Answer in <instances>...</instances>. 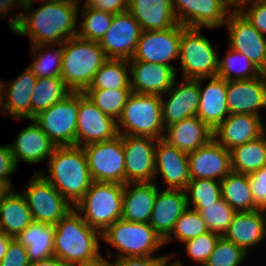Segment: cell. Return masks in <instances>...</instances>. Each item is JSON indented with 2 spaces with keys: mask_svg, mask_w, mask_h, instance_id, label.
I'll return each instance as SVG.
<instances>
[{
  "mask_svg": "<svg viewBox=\"0 0 266 266\" xmlns=\"http://www.w3.org/2000/svg\"><path fill=\"white\" fill-rule=\"evenodd\" d=\"M164 130L161 96L132 92L117 120L118 134L158 140L163 138Z\"/></svg>",
  "mask_w": 266,
  "mask_h": 266,
  "instance_id": "6",
  "label": "cell"
},
{
  "mask_svg": "<svg viewBox=\"0 0 266 266\" xmlns=\"http://www.w3.org/2000/svg\"><path fill=\"white\" fill-rule=\"evenodd\" d=\"M214 44L201 34V28L181 25L179 60L184 79H201L216 76L218 51Z\"/></svg>",
  "mask_w": 266,
  "mask_h": 266,
  "instance_id": "8",
  "label": "cell"
},
{
  "mask_svg": "<svg viewBox=\"0 0 266 266\" xmlns=\"http://www.w3.org/2000/svg\"><path fill=\"white\" fill-rule=\"evenodd\" d=\"M241 13L266 37V0H254Z\"/></svg>",
  "mask_w": 266,
  "mask_h": 266,
  "instance_id": "48",
  "label": "cell"
},
{
  "mask_svg": "<svg viewBox=\"0 0 266 266\" xmlns=\"http://www.w3.org/2000/svg\"><path fill=\"white\" fill-rule=\"evenodd\" d=\"M76 266H110L108 259L106 257H102L97 262L91 264H84V265H76Z\"/></svg>",
  "mask_w": 266,
  "mask_h": 266,
  "instance_id": "59",
  "label": "cell"
},
{
  "mask_svg": "<svg viewBox=\"0 0 266 266\" xmlns=\"http://www.w3.org/2000/svg\"><path fill=\"white\" fill-rule=\"evenodd\" d=\"M128 11L143 31L165 30L178 24L172 0H128Z\"/></svg>",
  "mask_w": 266,
  "mask_h": 266,
  "instance_id": "31",
  "label": "cell"
},
{
  "mask_svg": "<svg viewBox=\"0 0 266 266\" xmlns=\"http://www.w3.org/2000/svg\"><path fill=\"white\" fill-rule=\"evenodd\" d=\"M54 235V225L33 221L15 239L26 247L31 263L54 256Z\"/></svg>",
  "mask_w": 266,
  "mask_h": 266,
  "instance_id": "33",
  "label": "cell"
},
{
  "mask_svg": "<svg viewBox=\"0 0 266 266\" xmlns=\"http://www.w3.org/2000/svg\"><path fill=\"white\" fill-rule=\"evenodd\" d=\"M187 208L185 190L165 188L159 191L158 189L149 225L165 240Z\"/></svg>",
  "mask_w": 266,
  "mask_h": 266,
  "instance_id": "26",
  "label": "cell"
},
{
  "mask_svg": "<svg viewBox=\"0 0 266 266\" xmlns=\"http://www.w3.org/2000/svg\"><path fill=\"white\" fill-rule=\"evenodd\" d=\"M158 174H161L167 189L186 190L191 180L188 153L168 144L163 139H158L155 149V181Z\"/></svg>",
  "mask_w": 266,
  "mask_h": 266,
  "instance_id": "23",
  "label": "cell"
},
{
  "mask_svg": "<svg viewBox=\"0 0 266 266\" xmlns=\"http://www.w3.org/2000/svg\"><path fill=\"white\" fill-rule=\"evenodd\" d=\"M180 39L179 23L165 30L142 31L135 52L128 61H145L172 66L178 74L179 69L170 63L179 59Z\"/></svg>",
  "mask_w": 266,
  "mask_h": 266,
  "instance_id": "12",
  "label": "cell"
},
{
  "mask_svg": "<svg viewBox=\"0 0 266 266\" xmlns=\"http://www.w3.org/2000/svg\"><path fill=\"white\" fill-rule=\"evenodd\" d=\"M33 221L55 225L74 207L37 171L23 187Z\"/></svg>",
  "mask_w": 266,
  "mask_h": 266,
  "instance_id": "9",
  "label": "cell"
},
{
  "mask_svg": "<svg viewBox=\"0 0 266 266\" xmlns=\"http://www.w3.org/2000/svg\"><path fill=\"white\" fill-rule=\"evenodd\" d=\"M54 256L76 265L97 262L102 234L91 228L73 208L55 225Z\"/></svg>",
  "mask_w": 266,
  "mask_h": 266,
  "instance_id": "2",
  "label": "cell"
},
{
  "mask_svg": "<svg viewBox=\"0 0 266 266\" xmlns=\"http://www.w3.org/2000/svg\"><path fill=\"white\" fill-rule=\"evenodd\" d=\"M117 121L104 114L89 98L80 92V107L76 127V146L109 141L118 136Z\"/></svg>",
  "mask_w": 266,
  "mask_h": 266,
  "instance_id": "16",
  "label": "cell"
},
{
  "mask_svg": "<svg viewBox=\"0 0 266 266\" xmlns=\"http://www.w3.org/2000/svg\"><path fill=\"white\" fill-rule=\"evenodd\" d=\"M162 254L157 256L144 257H117L114 261H109L110 266H159L162 260L168 256Z\"/></svg>",
  "mask_w": 266,
  "mask_h": 266,
  "instance_id": "51",
  "label": "cell"
},
{
  "mask_svg": "<svg viewBox=\"0 0 266 266\" xmlns=\"http://www.w3.org/2000/svg\"><path fill=\"white\" fill-rule=\"evenodd\" d=\"M107 60L99 42L75 36L62 44L61 78L71 92H84Z\"/></svg>",
  "mask_w": 266,
  "mask_h": 266,
  "instance_id": "4",
  "label": "cell"
},
{
  "mask_svg": "<svg viewBox=\"0 0 266 266\" xmlns=\"http://www.w3.org/2000/svg\"><path fill=\"white\" fill-rule=\"evenodd\" d=\"M36 80L37 77L28 67L11 83H5V81L2 82L0 80L1 113L18 121L22 119L30 120L31 95L36 85Z\"/></svg>",
  "mask_w": 266,
  "mask_h": 266,
  "instance_id": "21",
  "label": "cell"
},
{
  "mask_svg": "<svg viewBox=\"0 0 266 266\" xmlns=\"http://www.w3.org/2000/svg\"><path fill=\"white\" fill-rule=\"evenodd\" d=\"M176 80L177 78L172 87L161 95L162 119L165 128L185 118L195 116L199 106V79L182 78L178 85H176Z\"/></svg>",
  "mask_w": 266,
  "mask_h": 266,
  "instance_id": "17",
  "label": "cell"
},
{
  "mask_svg": "<svg viewBox=\"0 0 266 266\" xmlns=\"http://www.w3.org/2000/svg\"><path fill=\"white\" fill-rule=\"evenodd\" d=\"M228 46L241 53L262 72L266 70V37L242 13H229L225 25Z\"/></svg>",
  "mask_w": 266,
  "mask_h": 266,
  "instance_id": "13",
  "label": "cell"
},
{
  "mask_svg": "<svg viewBox=\"0 0 266 266\" xmlns=\"http://www.w3.org/2000/svg\"><path fill=\"white\" fill-rule=\"evenodd\" d=\"M142 31L128 10L114 14L111 26L99 42L100 47L108 59L130 60Z\"/></svg>",
  "mask_w": 266,
  "mask_h": 266,
  "instance_id": "15",
  "label": "cell"
},
{
  "mask_svg": "<svg viewBox=\"0 0 266 266\" xmlns=\"http://www.w3.org/2000/svg\"><path fill=\"white\" fill-rule=\"evenodd\" d=\"M7 189L2 185L0 184V197L2 196V194L6 191Z\"/></svg>",
  "mask_w": 266,
  "mask_h": 266,
  "instance_id": "61",
  "label": "cell"
},
{
  "mask_svg": "<svg viewBox=\"0 0 266 266\" xmlns=\"http://www.w3.org/2000/svg\"><path fill=\"white\" fill-rule=\"evenodd\" d=\"M15 6H17L15 0H0V16L5 18V17L11 15V18L8 20V22H9L8 25L10 27L9 29L11 31H13L17 27V25L20 22L21 16H22L21 12L18 13L17 15L13 14L14 10L12 11L11 9L13 7L14 8H19V7H15Z\"/></svg>",
  "mask_w": 266,
  "mask_h": 266,
  "instance_id": "53",
  "label": "cell"
},
{
  "mask_svg": "<svg viewBox=\"0 0 266 266\" xmlns=\"http://www.w3.org/2000/svg\"><path fill=\"white\" fill-rule=\"evenodd\" d=\"M17 7H21L22 11L29 6H32L35 2L38 3L39 0H15ZM34 2V3H33Z\"/></svg>",
  "mask_w": 266,
  "mask_h": 266,
  "instance_id": "58",
  "label": "cell"
},
{
  "mask_svg": "<svg viewBox=\"0 0 266 266\" xmlns=\"http://www.w3.org/2000/svg\"><path fill=\"white\" fill-rule=\"evenodd\" d=\"M130 88L139 94H165L177 78L172 66L145 61H128Z\"/></svg>",
  "mask_w": 266,
  "mask_h": 266,
  "instance_id": "22",
  "label": "cell"
},
{
  "mask_svg": "<svg viewBox=\"0 0 266 266\" xmlns=\"http://www.w3.org/2000/svg\"><path fill=\"white\" fill-rule=\"evenodd\" d=\"M124 185L92 181L74 209L83 220L101 234L122 217Z\"/></svg>",
  "mask_w": 266,
  "mask_h": 266,
  "instance_id": "5",
  "label": "cell"
},
{
  "mask_svg": "<svg viewBox=\"0 0 266 266\" xmlns=\"http://www.w3.org/2000/svg\"><path fill=\"white\" fill-rule=\"evenodd\" d=\"M17 165L8 144L0 146V184L6 189H13L9 177L16 173Z\"/></svg>",
  "mask_w": 266,
  "mask_h": 266,
  "instance_id": "49",
  "label": "cell"
},
{
  "mask_svg": "<svg viewBox=\"0 0 266 266\" xmlns=\"http://www.w3.org/2000/svg\"><path fill=\"white\" fill-rule=\"evenodd\" d=\"M79 107L80 92H71L33 119L55 146H73Z\"/></svg>",
  "mask_w": 266,
  "mask_h": 266,
  "instance_id": "10",
  "label": "cell"
},
{
  "mask_svg": "<svg viewBox=\"0 0 266 266\" xmlns=\"http://www.w3.org/2000/svg\"><path fill=\"white\" fill-rule=\"evenodd\" d=\"M129 62L125 59H108L95 73L86 90L131 89Z\"/></svg>",
  "mask_w": 266,
  "mask_h": 266,
  "instance_id": "36",
  "label": "cell"
},
{
  "mask_svg": "<svg viewBox=\"0 0 266 266\" xmlns=\"http://www.w3.org/2000/svg\"><path fill=\"white\" fill-rule=\"evenodd\" d=\"M213 130L198 116L185 118L164 130L163 140L184 152H192L213 139Z\"/></svg>",
  "mask_w": 266,
  "mask_h": 266,
  "instance_id": "30",
  "label": "cell"
},
{
  "mask_svg": "<svg viewBox=\"0 0 266 266\" xmlns=\"http://www.w3.org/2000/svg\"><path fill=\"white\" fill-rule=\"evenodd\" d=\"M14 238L6 235L4 232L0 231V262L5 256L9 243L13 240Z\"/></svg>",
  "mask_w": 266,
  "mask_h": 266,
  "instance_id": "56",
  "label": "cell"
},
{
  "mask_svg": "<svg viewBox=\"0 0 266 266\" xmlns=\"http://www.w3.org/2000/svg\"><path fill=\"white\" fill-rule=\"evenodd\" d=\"M176 253H171L168 256H166L162 262L160 263L159 266H185L183 265L184 263L180 262V260H175L173 263L172 261L170 262V259H172V257H174ZM170 263V264H169Z\"/></svg>",
  "mask_w": 266,
  "mask_h": 266,
  "instance_id": "57",
  "label": "cell"
},
{
  "mask_svg": "<svg viewBox=\"0 0 266 266\" xmlns=\"http://www.w3.org/2000/svg\"><path fill=\"white\" fill-rule=\"evenodd\" d=\"M101 240L114 246L118 251L116 257L154 256L164 248V240L149 223L116 220L103 233Z\"/></svg>",
  "mask_w": 266,
  "mask_h": 266,
  "instance_id": "7",
  "label": "cell"
},
{
  "mask_svg": "<svg viewBox=\"0 0 266 266\" xmlns=\"http://www.w3.org/2000/svg\"><path fill=\"white\" fill-rule=\"evenodd\" d=\"M70 93L62 78H37L31 95V119L63 100Z\"/></svg>",
  "mask_w": 266,
  "mask_h": 266,
  "instance_id": "37",
  "label": "cell"
},
{
  "mask_svg": "<svg viewBox=\"0 0 266 266\" xmlns=\"http://www.w3.org/2000/svg\"><path fill=\"white\" fill-rule=\"evenodd\" d=\"M39 7H27L17 27L12 31L16 35L29 36L31 46L58 45L77 36L79 5L46 2Z\"/></svg>",
  "mask_w": 266,
  "mask_h": 266,
  "instance_id": "1",
  "label": "cell"
},
{
  "mask_svg": "<svg viewBox=\"0 0 266 266\" xmlns=\"http://www.w3.org/2000/svg\"><path fill=\"white\" fill-rule=\"evenodd\" d=\"M221 198L236 212L255 210L248 175L231 171L220 181Z\"/></svg>",
  "mask_w": 266,
  "mask_h": 266,
  "instance_id": "35",
  "label": "cell"
},
{
  "mask_svg": "<svg viewBox=\"0 0 266 266\" xmlns=\"http://www.w3.org/2000/svg\"><path fill=\"white\" fill-rule=\"evenodd\" d=\"M30 121L31 124L21 130L13 144L9 145L17 167L21 160L31 165L44 162L52 156L56 148L34 119Z\"/></svg>",
  "mask_w": 266,
  "mask_h": 266,
  "instance_id": "25",
  "label": "cell"
},
{
  "mask_svg": "<svg viewBox=\"0 0 266 266\" xmlns=\"http://www.w3.org/2000/svg\"><path fill=\"white\" fill-rule=\"evenodd\" d=\"M48 175L40 173L73 207L90 188L92 178L80 146H56L48 159Z\"/></svg>",
  "mask_w": 266,
  "mask_h": 266,
  "instance_id": "3",
  "label": "cell"
},
{
  "mask_svg": "<svg viewBox=\"0 0 266 266\" xmlns=\"http://www.w3.org/2000/svg\"><path fill=\"white\" fill-rule=\"evenodd\" d=\"M261 116L229 114L213 131V138L225 149L256 140L266 132ZM265 125V126H264Z\"/></svg>",
  "mask_w": 266,
  "mask_h": 266,
  "instance_id": "24",
  "label": "cell"
},
{
  "mask_svg": "<svg viewBox=\"0 0 266 266\" xmlns=\"http://www.w3.org/2000/svg\"><path fill=\"white\" fill-rule=\"evenodd\" d=\"M247 255L242 248L220 236L203 266H240Z\"/></svg>",
  "mask_w": 266,
  "mask_h": 266,
  "instance_id": "45",
  "label": "cell"
},
{
  "mask_svg": "<svg viewBox=\"0 0 266 266\" xmlns=\"http://www.w3.org/2000/svg\"><path fill=\"white\" fill-rule=\"evenodd\" d=\"M81 10L82 21H80L77 36L85 40L100 42L111 26L114 14L98 11L90 7L86 2L83 3Z\"/></svg>",
  "mask_w": 266,
  "mask_h": 266,
  "instance_id": "40",
  "label": "cell"
},
{
  "mask_svg": "<svg viewBox=\"0 0 266 266\" xmlns=\"http://www.w3.org/2000/svg\"><path fill=\"white\" fill-rule=\"evenodd\" d=\"M187 205H210L221 199L220 181L193 179L186 188Z\"/></svg>",
  "mask_w": 266,
  "mask_h": 266,
  "instance_id": "44",
  "label": "cell"
},
{
  "mask_svg": "<svg viewBox=\"0 0 266 266\" xmlns=\"http://www.w3.org/2000/svg\"><path fill=\"white\" fill-rule=\"evenodd\" d=\"M206 232H209V230L200 212L188 207L176 221L171 234L164 240V244L176 240L184 243Z\"/></svg>",
  "mask_w": 266,
  "mask_h": 266,
  "instance_id": "43",
  "label": "cell"
},
{
  "mask_svg": "<svg viewBox=\"0 0 266 266\" xmlns=\"http://www.w3.org/2000/svg\"><path fill=\"white\" fill-rule=\"evenodd\" d=\"M31 47V55L33 54L34 58H32L28 68L32 73L37 78H61L62 44ZM46 47L50 48V51L46 50Z\"/></svg>",
  "mask_w": 266,
  "mask_h": 266,
  "instance_id": "38",
  "label": "cell"
},
{
  "mask_svg": "<svg viewBox=\"0 0 266 266\" xmlns=\"http://www.w3.org/2000/svg\"><path fill=\"white\" fill-rule=\"evenodd\" d=\"M156 184L155 181L124 184L121 219L149 223L159 189Z\"/></svg>",
  "mask_w": 266,
  "mask_h": 266,
  "instance_id": "29",
  "label": "cell"
},
{
  "mask_svg": "<svg viewBox=\"0 0 266 266\" xmlns=\"http://www.w3.org/2000/svg\"><path fill=\"white\" fill-rule=\"evenodd\" d=\"M92 181L125 184V155L122 134L109 141L83 147Z\"/></svg>",
  "mask_w": 266,
  "mask_h": 266,
  "instance_id": "11",
  "label": "cell"
},
{
  "mask_svg": "<svg viewBox=\"0 0 266 266\" xmlns=\"http://www.w3.org/2000/svg\"><path fill=\"white\" fill-rule=\"evenodd\" d=\"M125 155V184L155 181L157 139L122 135Z\"/></svg>",
  "mask_w": 266,
  "mask_h": 266,
  "instance_id": "14",
  "label": "cell"
},
{
  "mask_svg": "<svg viewBox=\"0 0 266 266\" xmlns=\"http://www.w3.org/2000/svg\"><path fill=\"white\" fill-rule=\"evenodd\" d=\"M229 13H241L254 0H220Z\"/></svg>",
  "mask_w": 266,
  "mask_h": 266,
  "instance_id": "54",
  "label": "cell"
},
{
  "mask_svg": "<svg viewBox=\"0 0 266 266\" xmlns=\"http://www.w3.org/2000/svg\"><path fill=\"white\" fill-rule=\"evenodd\" d=\"M229 151L232 171L246 175L256 172L266 166V132L256 140Z\"/></svg>",
  "mask_w": 266,
  "mask_h": 266,
  "instance_id": "34",
  "label": "cell"
},
{
  "mask_svg": "<svg viewBox=\"0 0 266 266\" xmlns=\"http://www.w3.org/2000/svg\"><path fill=\"white\" fill-rule=\"evenodd\" d=\"M255 210L266 211V166L248 175Z\"/></svg>",
  "mask_w": 266,
  "mask_h": 266,
  "instance_id": "47",
  "label": "cell"
},
{
  "mask_svg": "<svg viewBox=\"0 0 266 266\" xmlns=\"http://www.w3.org/2000/svg\"><path fill=\"white\" fill-rule=\"evenodd\" d=\"M189 208L200 212L209 231L223 236L237 213L222 198L215 204L188 205Z\"/></svg>",
  "mask_w": 266,
  "mask_h": 266,
  "instance_id": "41",
  "label": "cell"
},
{
  "mask_svg": "<svg viewBox=\"0 0 266 266\" xmlns=\"http://www.w3.org/2000/svg\"><path fill=\"white\" fill-rule=\"evenodd\" d=\"M95 106L104 114L112 117L117 121L123 111L125 103L132 93L131 89H102V90H85L83 92Z\"/></svg>",
  "mask_w": 266,
  "mask_h": 266,
  "instance_id": "42",
  "label": "cell"
},
{
  "mask_svg": "<svg viewBox=\"0 0 266 266\" xmlns=\"http://www.w3.org/2000/svg\"><path fill=\"white\" fill-rule=\"evenodd\" d=\"M227 109L229 114H253L266 109V75L246 79L227 81Z\"/></svg>",
  "mask_w": 266,
  "mask_h": 266,
  "instance_id": "20",
  "label": "cell"
},
{
  "mask_svg": "<svg viewBox=\"0 0 266 266\" xmlns=\"http://www.w3.org/2000/svg\"><path fill=\"white\" fill-rule=\"evenodd\" d=\"M26 247L15 238L9 243L7 252L0 262V266H29Z\"/></svg>",
  "mask_w": 266,
  "mask_h": 266,
  "instance_id": "50",
  "label": "cell"
},
{
  "mask_svg": "<svg viewBox=\"0 0 266 266\" xmlns=\"http://www.w3.org/2000/svg\"><path fill=\"white\" fill-rule=\"evenodd\" d=\"M172 3L176 19L184 27L220 28L229 14L220 0H172Z\"/></svg>",
  "mask_w": 266,
  "mask_h": 266,
  "instance_id": "18",
  "label": "cell"
},
{
  "mask_svg": "<svg viewBox=\"0 0 266 266\" xmlns=\"http://www.w3.org/2000/svg\"><path fill=\"white\" fill-rule=\"evenodd\" d=\"M29 266H73L59 259L58 257L52 256L42 261L31 262Z\"/></svg>",
  "mask_w": 266,
  "mask_h": 266,
  "instance_id": "55",
  "label": "cell"
},
{
  "mask_svg": "<svg viewBox=\"0 0 266 266\" xmlns=\"http://www.w3.org/2000/svg\"><path fill=\"white\" fill-rule=\"evenodd\" d=\"M219 237V234L209 231L182 244L185 246L184 249L188 258L190 257L193 262L195 261L198 265L203 266L214 250Z\"/></svg>",
  "mask_w": 266,
  "mask_h": 266,
  "instance_id": "46",
  "label": "cell"
},
{
  "mask_svg": "<svg viewBox=\"0 0 266 266\" xmlns=\"http://www.w3.org/2000/svg\"><path fill=\"white\" fill-rule=\"evenodd\" d=\"M227 54L218 59L217 75L226 81L246 80L260 76L263 72L245 54L229 47Z\"/></svg>",
  "mask_w": 266,
  "mask_h": 266,
  "instance_id": "39",
  "label": "cell"
},
{
  "mask_svg": "<svg viewBox=\"0 0 266 266\" xmlns=\"http://www.w3.org/2000/svg\"><path fill=\"white\" fill-rule=\"evenodd\" d=\"M190 179L223 180L231 171L230 151L214 138L188 153Z\"/></svg>",
  "mask_w": 266,
  "mask_h": 266,
  "instance_id": "19",
  "label": "cell"
},
{
  "mask_svg": "<svg viewBox=\"0 0 266 266\" xmlns=\"http://www.w3.org/2000/svg\"><path fill=\"white\" fill-rule=\"evenodd\" d=\"M33 222L22 193L7 189L0 197V231L15 238Z\"/></svg>",
  "mask_w": 266,
  "mask_h": 266,
  "instance_id": "32",
  "label": "cell"
},
{
  "mask_svg": "<svg viewBox=\"0 0 266 266\" xmlns=\"http://www.w3.org/2000/svg\"><path fill=\"white\" fill-rule=\"evenodd\" d=\"M209 82L203 87V80ZM200 99L197 109L198 116L205 124L214 130L228 115L227 109V81L223 78L211 76L199 79Z\"/></svg>",
  "mask_w": 266,
  "mask_h": 266,
  "instance_id": "27",
  "label": "cell"
},
{
  "mask_svg": "<svg viewBox=\"0 0 266 266\" xmlns=\"http://www.w3.org/2000/svg\"><path fill=\"white\" fill-rule=\"evenodd\" d=\"M41 1L65 3L69 5H79V3L82 2L81 0H39V2Z\"/></svg>",
  "mask_w": 266,
  "mask_h": 266,
  "instance_id": "60",
  "label": "cell"
},
{
  "mask_svg": "<svg viewBox=\"0 0 266 266\" xmlns=\"http://www.w3.org/2000/svg\"><path fill=\"white\" fill-rule=\"evenodd\" d=\"M85 2L98 11H105L112 14L128 10V0H85Z\"/></svg>",
  "mask_w": 266,
  "mask_h": 266,
  "instance_id": "52",
  "label": "cell"
},
{
  "mask_svg": "<svg viewBox=\"0 0 266 266\" xmlns=\"http://www.w3.org/2000/svg\"><path fill=\"white\" fill-rule=\"evenodd\" d=\"M223 237L248 253L266 237V211L237 212Z\"/></svg>",
  "mask_w": 266,
  "mask_h": 266,
  "instance_id": "28",
  "label": "cell"
}]
</instances>
